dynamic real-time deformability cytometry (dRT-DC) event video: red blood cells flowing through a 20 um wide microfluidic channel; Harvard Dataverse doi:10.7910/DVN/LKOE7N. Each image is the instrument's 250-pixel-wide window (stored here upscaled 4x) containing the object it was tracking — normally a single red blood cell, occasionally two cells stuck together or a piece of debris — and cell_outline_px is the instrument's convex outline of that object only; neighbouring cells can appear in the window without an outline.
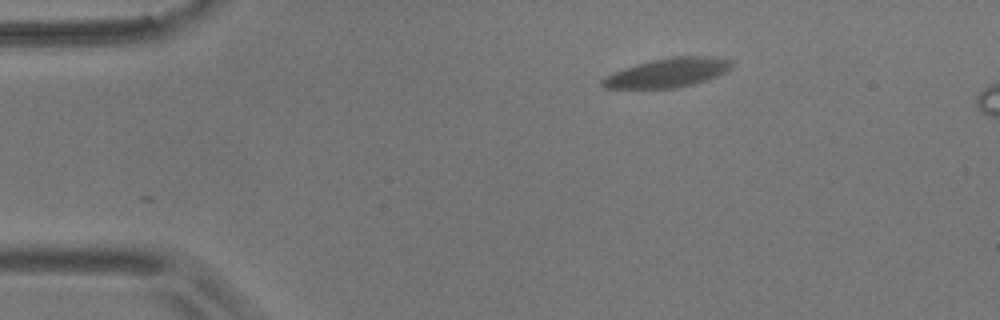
{"species": "common noctule bat (a hibernating species)", "species_latin": "Nyctalus noctula", "temperature_condition": "room temperature", "stored_images_in_passage": 41, "camera_frame_rate_fps": 3000, "um_per_image_px": 0.085, "animal": {"sex": "male", "body_mass_g": 17.9}, "frame": {"image": 1, "passage_image": 1, "time_ms": 0.0, "image_size_px": [1000, 320], "cell_outline_px": [[732, 68], [708, 80], [676, 88], [604, 88], [600, 84], [600, 80], [612, 72], [636, 64], [652, 60], [672, 56], [712, 56], [732, 60]], "centroid_in_image_um": [56.75, 6.17], "position_along_channel_um": 28.3, "area_um2": 22.02}}
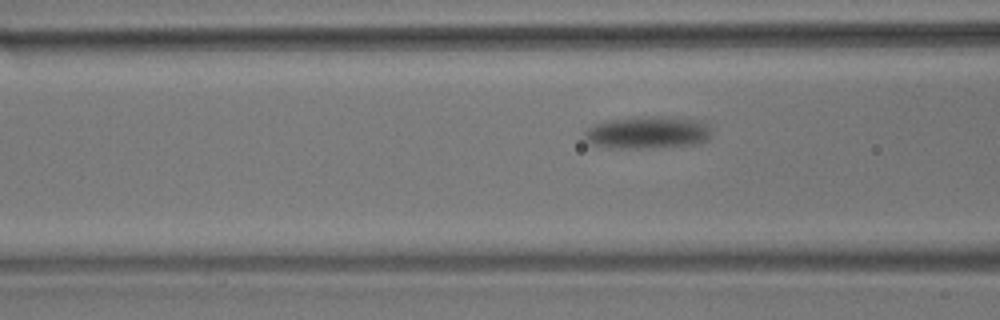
{"frame": {"image": 2, "passage_image": 16, "time_ms": 5.0, "image_size_px": [1000, 320], "cell_outline_px": [[708, 140], [700, 144], [644, 148], [612, 148], [592, 144], [584, 136], [584, 132], [588, 128], [596, 124], [608, 120], [652, 116], [700, 120], [708, 124]], "centroid_in_image_um": [55.05, 11.27], "position_along_channel_um": 111.5, "area_um2": 23.58}}
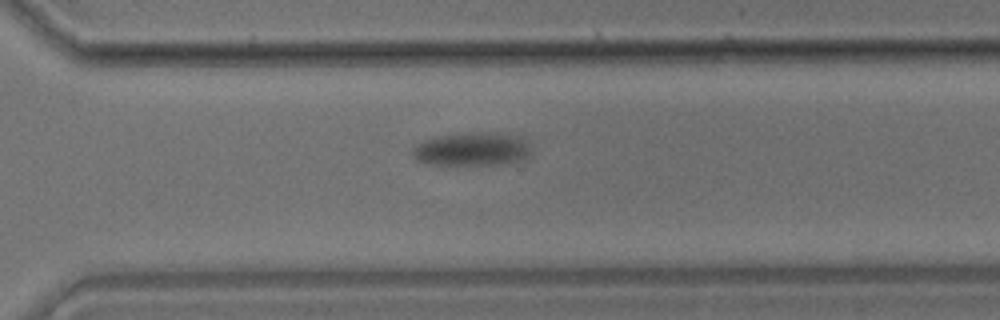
{"frame": {"image": 3, "passage_image": 39, "time_ms": 12.667, "image_size_px": [1000, 320], "cell_outline_px": [[532, 156], [528, 160], [508, 164], [424, 164], [416, 160], [412, 156], [412, 148], [416, 144], [424, 140], [436, 136], [468, 132], [516, 132], [532, 144]], "centroid_in_image_um": [40.27, 12.65], "position_along_channel_um": 330.3, "area_um2": 24.33}}